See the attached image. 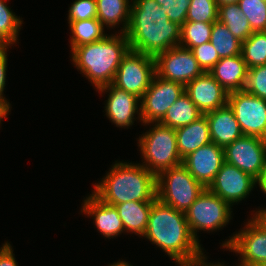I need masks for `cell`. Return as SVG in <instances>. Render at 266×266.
<instances>
[{"label":"cell","instance_id":"obj_40","mask_svg":"<svg viewBox=\"0 0 266 266\" xmlns=\"http://www.w3.org/2000/svg\"><path fill=\"white\" fill-rule=\"evenodd\" d=\"M189 266H226V265L221 264L219 262L217 264L206 262V257H203L202 259L197 260L196 262H194L192 265Z\"/></svg>","mask_w":266,"mask_h":266},{"label":"cell","instance_id":"obj_37","mask_svg":"<svg viewBox=\"0 0 266 266\" xmlns=\"http://www.w3.org/2000/svg\"><path fill=\"white\" fill-rule=\"evenodd\" d=\"M7 49L8 45H0V100H2L9 108L10 103L3 96L4 87L6 82V71H7Z\"/></svg>","mask_w":266,"mask_h":266},{"label":"cell","instance_id":"obj_45","mask_svg":"<svg viewBox=\"0 0 266 266\" xmlns=\"http://www.w3.org/2000/svg\"><path fill=\"white\" fill-rule=\"evenodd\" d=\"M257 266H266V261L258 264Z\"/></svg>","mask_w":266,"mask_h":266},{"label":"cell","instance_id":"obj_28","mask_svg":"<svg viewBox=\"0 0 266 266\" xmlns=\"http://www.w3.org/2000/svg\"><path fill=\"white\" fill-rule=\"evenodd\" d=\"M241 55L248 69L266 65V31L253 32L243 41Z\"/></svg>","mask_w":266,"mask_h":266},{"label":"cell","instance_id":"obj_11","mask_svg":"<svg viewBox=\"0 0 266 266\" xmlns=\"http://www.w3.org/2000/svg\"><path fill=\"white\" fill-rule=\"evenodd\" d=\"M227 103L233 109L243 135L266 140V100L242 90L228 93Z\"/></svg>","mask_w":266,"mask_h":266},{"label":"cell","instance_id":"obj_16","mask_svg":"<svg viewBox=\"0 0 266 266\" xmlns=\"http://www.w3.org/2000/svg\"><path fill=\"white\" fill-rule=\"evenodd\" d=\"M185 93L203 115L228 102V93L209 72H204L186 84Z\"/></svg>","mask_w":266,"mask_h":266},{"label":"cell","instance_id":"obj_13","mask_svg":"<svg viewBox=\"0 0 266 266\" xmlns=\"http://www.w3.org/2000/svg\"><path fill=\"white\" fill-rule=\"evenodd\" d=\"M224 157L256 179L266 168V140L243 135L224 148Z\"/></svg>","mask_w":266,"mask_h":266},{"label":"cell","instance_id":"obj_44","mask_svg":"<svg viewBox=\"0 0 266 266\" xmlns=\"http://www.w3.org/2000/svg\"><path fill=\"white\" fill-rule=\"evenodd\" d=\"M109 266H132V265H130L128 262H126V261H120V262H117V263H113V264H111V265H109Z\"/></svg>","mask_w":266,"mask_h":266},{"label":"cell","instance_id":"obj_26","mask_svg":"<svg viewBox=\"0 0 266 266\" xmlns=\"http://www.w3.org/2000/svg\"><path fill=\"white\" fill-rule=\"evenodd\" d=\"M68 23L72 34V37H70L71 51L75 47L100 41L107 36L104 33V25L97 18Z\"/></svg>","mask_w":266,"mask_h":266},{"label":"cell","instance_id":"obj_5","mask_svg":"<svg viewBox=\"0 0 266 266\" xmlns=\"http://www.w3.org/2000/svg\"><path fill=\"white\" fill-rule=\"evenodd\" d=\"M138 142L143 156L141 158L145 160L142 165L156 176L163 170L183 163L173 128L155 122L153 128L139 137Z\"/></svg>","mask_w":266,"mask_h":266},{"label":"cell","instance_id":"obj_33","mask_svg":"<svg viewBox=\"0 0 266 266\" xmlns=\"http://www.w3.org/2000/svg\"><path fill=\"white\" fill-rule=\"evenodd\" d=\"M243 91L266 100V65L248 69Z\"/></svg>","mask_w":266,"mask_h":266},{"label":"cell","instance_id":"obj_17","mask_svg":"<svg viewBox=\"0 0 266 266\" xmlns=\"http://www.w3.org/2000/svg\"><path fill=\"white\" fill-rule=\"evenodd\" d=\"M97 90L101 93L109 91V97L106 102V107L104 108L106 110L105 112L107 117L111 120V122L116 124L117 127H128L133 125L136 119L134 118L135 113L139 114L138 118L141 122V105H138L141 104L139 103V97L116 87L113 83L105 85Z\"/></svg>","mask_w":266,"mask_h":266},{"label":"cell","instance_id":"obj_1","mask_svg":"<svg viewBox=\"0 0 266 266\" xmlns=\"http://www.w3.org/2000/svg\"><path fill=\"white\" fill-rule=\"evenodd\" d=\"M143 237L156 244L180 266L192 265L205 257L199 241L190 231L185 212L158 199L152 203Z\"/></svg>","mask_w":266,"mask_h":266},{"label":"cell","instance_id":"obj_2","mask_svg":"<svg viewBox=\"0 0 266 266\" xmlns=\"http://www.w3.org/2000/svg\"><path fill=\"white\" fill-rule=\"evenodd\" d=\"M125 35L131 50L156 57L179 45L181 25L170 21L155 0H132Z\"/></svg>","mask_w":266,"mask_h":266},{"label":"cell","instance_id":"obj_15","mask_svg":"<svg viewBox=\"0 0 266 266\" xmlns=\"http://www.w3.org/2000/svg\"><path fill=\"white\" fill-rule=\"evenodd\" d=\"M224 162V148L211 142L187 155L182 164L199 183L208 188Z\"/></svg>","mask_w":266,"mask_h":266},{"label":"cell","instance_id":"obj_35","mask_svg":"<svg viewBox=\"0 0 266 266\" xmlns=\"http://www.w3.org/2000/svg\"><path fill=\"white\" fill-rule=\"evenodd\" d=\"M191 50L204 72H209L213 66L220 61V58L210 41L201 44L200 46H195Z\"/></svg>","mask_w":266,"mask_h":266},{"label":"cell","instance_id":"obj_3","mask_svg":"<svg viewBox=\"0 0 266 266\" xmlns=\"http://www.w3.org/2000/svg\"><path fill=\"white\" fill-rule=\"evenodd\" d=\"M92 192L102 202L115 206L131 201L157 199L156 175L141 164L116 162Z\"/></svg>","mask_w":266,"mask_h":266},{"label":"cell","instance_id":"obj_30","mask_svg":"<svg viewBox=\"0 0 266 266\" xmlns=\"http://www.w3.org/2000/svg\"><path fill=\"white\" fill-rule=\"evenodd\" d=\"M21 24V19L9 9L5 0H0V45L16 43Z\"/></svg>","mask_w":266,"mask_h":266},{"label":"cell","instance_id":"obj_4","mask_svg":"<svg viewBox=\"0 0 266 266\" xmlns=\"http://www.w3.org/2000/svg\"><path fill=\"white\" fill-rule=\"evenodd\" d=\"M107 35L104 39L75 47L72 61L96 89L111 84L123 57L130 50L124 33Z\"/></svg>","mask_w":266,"mask_h":266},{"label":"cell","instance_id":"obj_29","mask_svg":"<svg viewBox=\"0 0 266 266\" xmlns=\"http://www.w3.org/2000/svg\"><path fill=\"white\" fill-rule=\"evenodd\" d=\"M213 23L186 21L181 26L179 45L187 49L210 41Z\"/></svg>","mask_w":266,"mask_h":266},{"label":"cell","instance_id":"obj_39","mask_svg":"<svg viewBox=\"0 0 266 266\" xmlns=\"http://www.w3.org/2000/svg\"><path fill=\"white\" fill-rule=\"evenodd\" d=\"M256 184L259 185L260 189L266 194V168L265 170L256 178Z\"/></svg>","mask_w":266,"mask_h":266},{"label":"cell","instance_id":"obj_6","mask_svg":"<svg viewBox=\"0 0 266 266\" xmlns=\"http://www.w3.org/2000/svg\"><path fill=\"white\" fill-rule=\"evenodd\" d=\"M156 185L157 199L182 212H186L205 190L183 164L160 172Z\"/></svg>","mask_w":266,"mask_h":266},{"label":"cell","instance_id":"obj_43","mask_svg":"<svg viewBox=\"0 0 266 266\" xmlns=\"http://www.w3.org/2000/svg\"><path fill=\"white\" fill-rule=\"evenodd\" d=\"M239 0H216L218 5L228 4V3H237Z\"/></svg>","mask_w":266,"mask_h":266},{"label":"cell","instance_id":"obj_41","mask_svg":"<svg viewBox=\"0 0 266 266\" xmlns=\"http://www.w3.org/2000/svg\"><path fill=\"white\" fill-rule=\"evenodd\" d=\"M9 112L10 108L2 100H0V123L2 118H6Z\"/></svg>","mask_w":266,"mask_h":266},{"label":"cell","instance_id":"obj_14","mask_svg":"<svg viewBox=\"0 0 266 266\" xmlns=\"http://www.w3.org/2000/svg\"><path fill=\"white\" fill-rule=\"evenodd\" d=\"M255 185L250 174L224 162L208 189L232 206L245 199Z\"/></svg>","mask_w":266,"mask_h":266},{"label":"cell","instance_id":"obj_21","mask_svg":"<svg viewBox=\"0 0 266 266\" xmlns=\"http://www.w3.org/2000/svg\"><path fill=\"white\" fill-rule=\"evenodd\" d=\"M178 153L182 160L198 148L211 143L209 124L205 115L175 129Z\"/></svg>","mask_w":266,"mask_h":266},{"label":"cell","instance_id":"obj_36","mask_svg":"<svg viewBox=\"0 0 266 266\" xmlns=\"http://www.w3.org/2000/svg\"><path fill=\"white\" fill-rule=\"evenodd\" d=\"M68 12L69 22L97 18L96 0H76Z\"/></svg>","mask_w":266,"mask_h":266},{"label":"cell","instance_id":"obj_22","mask_svg":"<svg viewBox=\"0 0 266 266\" xmlns=\"http://www.w3.org/2000/svg\"><path fill=\"white\" fill-rule=\"evenodd\" d=\"M152 203L131 201L115 205L126 232L145 234Z\"/></svg>","mask_w":266,"mask_h":266},{"label":"cell","instance_id":"obj_25","mask_svg":"<svg viewBox=\"0 0 266 266\" xmlns=\"http://www.w3.org/2000/svg\"><path fill=\"white\" fill-rule=\"evenodd\" d=\"M218 20L240 41H245L252 33L247 17L237 3L219 5Z\"/></svg>","mask_w":266,"mask_h":266},{"label":"cell","instance_id":"obj_8","mask_svg":"<svg viewBox=\"0 0 266 266\" xmlns=\"http://www.w3.org/2000/svg\"><path fill=\"white\" fill-rule=\"evenodd\" d=\"M155 74V57L130 49L117 69L113 84L141 99Z\"/></svg>","mask_w":266,"mask_h":266},{"label":"cell","instance_id":"obj_23","mask_svg":"<svg viewBox=\"0 0 266 266\" xmlns=\"http://www.w3.org/2000/svg\"><path fill=\"white\" fill-rule=\"evenodd\" d=\"M97 19L106 27H115L123 22L121 33H126L130 22L129 0H96Z\"/></svg>","mask_w":266,"mask_h":266},{"label":"cell","instance_id":"obj_27","mask_svg":"<svg viewBox=\"0 0 266 266\" xmlns=\"http://www.w3.org/2000/svg\"><path fill=\"white\" fill-rule=\"evenodd\" d=\"M210 42L220 59L241 54L242 41L236 38L219 20L213 23Z\"/></svg>","mask_w":266,"mask_h":266},{"label":"cell","instance_id":"obj_12","mask_svg":"<svg viewBox=\"0 0 266 266\" xmlns=\"http://www.w3.org/2000/svg\"><path fill=\"white\" fill-rule=\"evenodd\" d=\"M155 62L159 77L184 86L204 73L192 50L180 45L159 53Z\"/></svg>","mask_w":266,"mask_h":266},{"label":"cell","instance_id":"obj_20","mask_svg":"<svg viewBox=\"0 0 266 266\" xmlns=\"http://www.w3.org/2000/svg\"><path fill=\"white\" fill-rule=\"evenodd\" d=\"M248 67L242 55L221 58L209 73L227 93L242 91L245 85Z\"/></svg>","mask_w":266,"mask_h":266},{"label":"cell","instance_id":"obj_7","mask_svg":"<svg viewBox=\"0 0 266 266\" xmlns=\"http://www.w3.org/2000/svg\"><path fill=\"white\" fill-rule=\"evenodd\" d=\"M231 205L208 188L197 197L185 212L190 231L198 241L197 230H220L231 219Z\"/></svg>","mask_w":266,"mask_h":266},{"label":"cell","instance_id":"obj_18","mask_svg":"<svg viewBox=\"0 0 266 266\" xmlns=\"http://www.w3.org/2000/svg\"><path fill=\"white\" fill-rule=\"evenodd\" d=\"M204 115L209 124L211 141L219 147L225 148L243 136L234 111L228 103Z\"/></svg>","mask_w":266,"mask_h":266},{"label":"cell","instance_id":"obj_19","mask_svg":"<svg viewBox=\"0 0 266 266\" xmlns=\"http://www.w3.org/2000/svg\"><path fill=\"white\" fill-rule=\"evenodd\" d=\"M81 212L94 217L96 228L106 238L116 237L125 231L115 206L102 202L93 193L84 200Z\"/></svg>","mask_w":266,"mask_h":266},{"label":"cell","instance_id":"obj_42","mask_svg":"<svg viewBox=\"0 0 266 266\" xmlns=\"http://www.w3.org/2000/svg\"><path fill=\"white\" fill-rule=\"evenodd\" d=\"M254 215H260L261 218L266 222V209H261L259 211H256Z\"/></svg>","mask_w":266,"mask_h":266},{"label":"cell","instance_id":"obj_10","mask_svg":"<svg viewBox=\"0 0 266 266\" xmlns=\"http://www.w3.org/2000/svg\"><path fill=\"white\" fill-rule=\"evenodd\" d=\"M184 92V85L163 79L155 74L149 88L140 99L142 123L149 125L159 122Z\"/></svg>","mask_w":266,"mask_h":266},{"label":"cell","instance_id":"obj_38","mask_svg":"<svg viewBox=\"0 0 266 266\" xmlns=\"http://www.w3.org/2000/svg\"><path fill=\"white\" fill-rule=\"evenodd\" d=\"M0 266H18L12 247L8 242H5L0 248Z\"/></svg>","mask_w":266,"mask_h":266},{"label":"cell","instance_id":"obj_34","mask_svg":"<svg viewBox=\"0 0 266 266\" xmlns=\"http://www.w3.org/2000/svg\"><path fill=\"white\" fill-rule=\"evenodd\" d=\"M165 11L170 21L183 25L186 22V16L190 0H155Z\"/></svg>","mask_w":266,"mask_h":266},{"label":"cell","instance_id":"obj_24","mask_svg":"<svg viewBox=\"0 0 266 266\" xmlns=\"http://www.w3.org/2000/svg\"><path fill=\"white\" fill-rule=\"evenodd\" d=\"M203 114L184 92L167 110L160 124L177 129L196 121Z\"/></svg>","mask_w":266,"mask_h":266},{"label":"cell","instance_id":"obj_31","mask_svg":"<svg viewBox=\"0 0 266 266\" xmlns=\"http://www.w3.org/2000/svg\"><path fill=\"white\" fill-rule=\"evenodd\" d=\"M237 4L253 32L266 31V0H239Z\"/></svg>","mask_w":266,"mask_h":266},{"label":"cell","instance_id":"obj_32","mask_svg":"<svg viewBox=\"0 0 266 266\" xmlns=\"http://www.w3.org/2000/svg\"><path fill=\"white\" fill-rule=\"evenodd\" d=\"M218 12L216 0H190L186 21L214 23Z\"/></svg>","mask_w":266,"mask_h":266},{"label":"cell","instance_id":"obj_9","mask_svg":"<svg viewBox=\"0 0 266 266\" xmlns=\"http://www.w3.org/2000/svg\"><path fill=\"white\" fill-rule=\"evenodd\" d=\"M240 254V265L257 266L266 261V222L260 215L248 221L246 227L225 241L222 245Z\"/></svg>","mask_w":266,"mask_h":266}]
</instances>
